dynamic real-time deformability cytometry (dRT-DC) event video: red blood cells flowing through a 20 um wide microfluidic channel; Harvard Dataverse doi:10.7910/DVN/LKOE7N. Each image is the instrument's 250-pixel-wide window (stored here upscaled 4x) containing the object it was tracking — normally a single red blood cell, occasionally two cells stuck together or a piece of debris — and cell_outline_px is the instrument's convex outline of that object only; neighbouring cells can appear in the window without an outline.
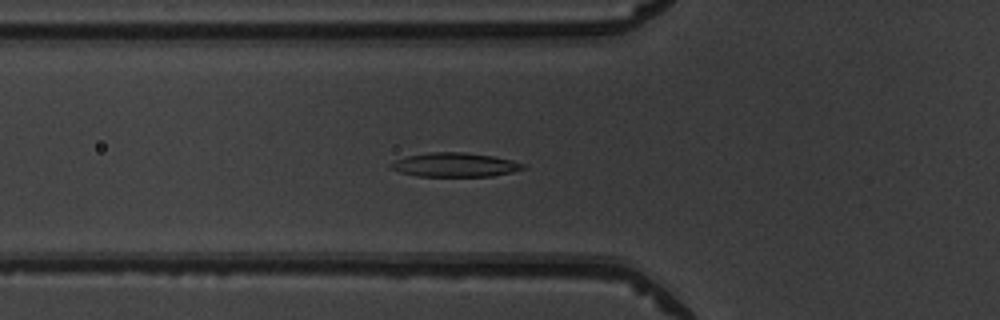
{"species": "common noctule bat (a hibernating species)", "species_latin": "Nyctalus noctula", "temperature_condition": "warm", "stored_images_in_passage": 52, "camera_frame_rate_fps": 3000, "um_per_image_px": 0.085, "animal": {"sex": "male", "body_mass_g": 19.5, "forearm_length_mm": 54.6}, "frame": {"image": 1, "passage_image": 19, "time_ms": 6.0, "image_size_px": [1000, 320], "cell_outline_px": [[528, 168], [512, 172], [492, 176], [416, 176], [400, 172], [392, 168], [388, 164], [396, 160], [408, 156], [428, 152], [464, 152], [496, 156], [512, 160], [524, 164]], "centroid_in_image_um": [38.71, 14.0], "position_along_channel_um": 87.1, "area_um2": 18.61}}
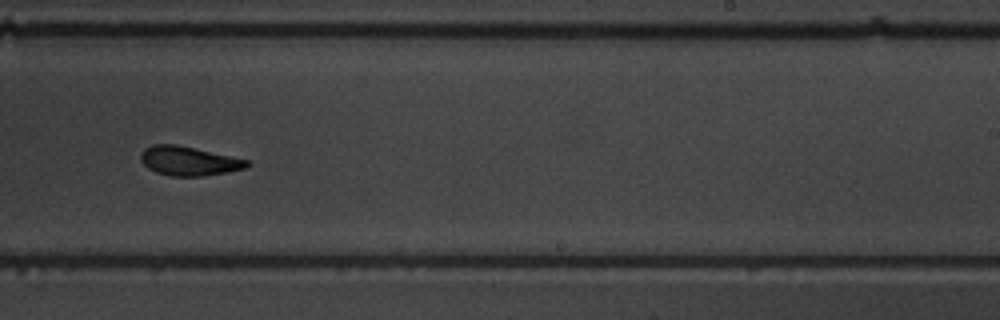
{"frame": {"image": 2, "passage_image": 33, "time_ms": 10.667, "image_size_px": [1000, 320], "cell_outline_px": [[252, 164], [244, 168], [228, 172], [200, 176], [172, 176], [156, 172], [148, 168], [140, 160], [140, 156], [144, 148], [152, 144], [176, 144], [248, 160]], "centroid_in_image_um": [16.02, 13.68], "position_along_channel_um": 273.0, "area_um2": 17.92}}
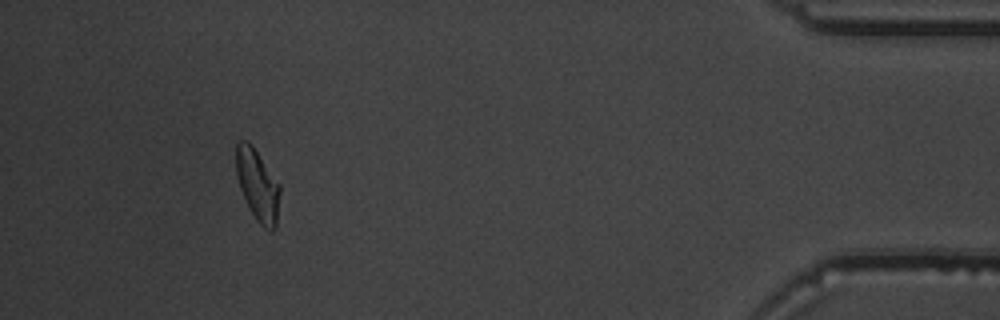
{"frame": {"image": 3, "passage_image": 48, "time_ms": 15.667, "image_size_px": [1000, 320], "cell_outline_px": [[280, 192], [276, 228], [272, 232], [268, 232], [256, 220], [240, 188], [236, 176], [236, 144], [240, 140], [248, 140], [252, 144], [280, 184]], "centroid_in_image_um": [21.91, 15.73], "position_along_channel_um": 413.3, "area_um2": 18.38}, "authors_computed_cell_mechanics": {"area_um2": 18.4671, "velocity_mm_per_s": 3.9787, "shape_relaxation_time_tau1_ms": 4.3991, "shape_relaxation_time_tau2_ms": 2.6427, "deformation_change_tau1": 0.1754, "deformation_change_tau2": 0.0998}}